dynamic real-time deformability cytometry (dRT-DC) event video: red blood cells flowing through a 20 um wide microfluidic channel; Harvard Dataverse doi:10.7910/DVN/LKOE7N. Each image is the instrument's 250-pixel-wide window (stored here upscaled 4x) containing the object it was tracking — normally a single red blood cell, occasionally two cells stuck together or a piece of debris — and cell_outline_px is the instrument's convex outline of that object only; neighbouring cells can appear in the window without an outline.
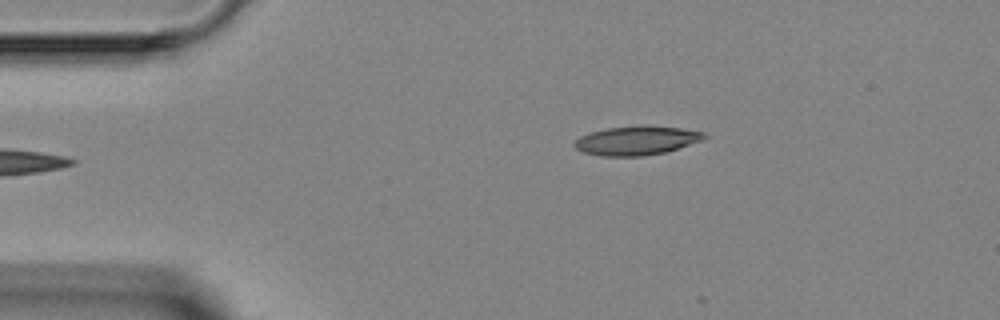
{"species": "Egyptian fruit bat (a non-hibernating species)", "species_latin": "Rousettus aegyptiacus", "temperature_condition": "room temperature", "stored_images_in_passage": 2, "camera_frame_rate_fps": 3000, "um_per_image_px": 0.085, "animal": {"sex": "female"}, "frame": {"image": 1, "passage_image": 2, "time_ms": 1.333, "image_size_px": [1000, 320], "cell_outline_px": [[708, 136], [704, 140], [664, 152], [644, 156], [600, 156], [584, 152], [576, 148], [572, 144], [580, 136], [592, 132], [608, 128], [644, 124], [680, 128], [704, 132]], "centroid_in_image_um": [54.13, 11.93], "position_along_channel_um": 30.9, "area_um2": 22.02}}